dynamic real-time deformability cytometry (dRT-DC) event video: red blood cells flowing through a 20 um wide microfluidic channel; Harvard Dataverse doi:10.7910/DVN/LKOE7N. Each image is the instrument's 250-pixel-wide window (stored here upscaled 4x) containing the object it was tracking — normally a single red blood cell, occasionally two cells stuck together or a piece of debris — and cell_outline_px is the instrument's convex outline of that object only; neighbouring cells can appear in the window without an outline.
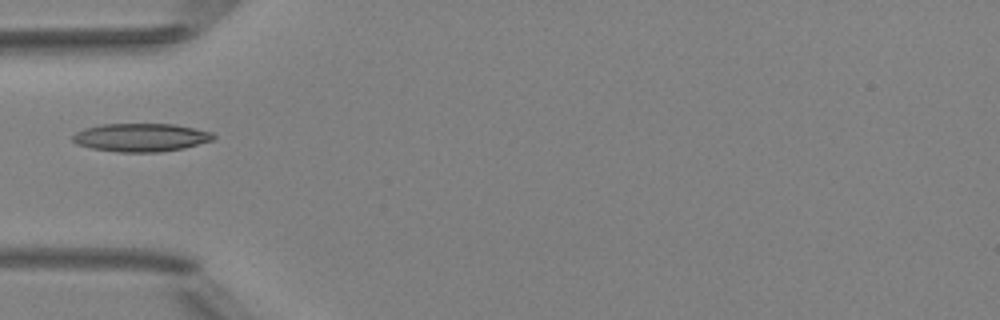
{"species": "Egyptian fruit bat (a non-hibernating species)", "species_latin": "Rousettus aegyptiacus", "temperature_condition": "room temperature", "stored_images_in_passage": 4, "camera_frame_rate_fps": 3000, "um_per_image_px": 0.085, "animal": {"sex": "female"}, "frame": {"image": 1, "passage_image": 4, "time_ms": 3.333, "image_size_px": [1000, 320], "cell_outline_px": [[216, 136], [212, 140], [184, 148], [160, 152], [116, 152], [92, 148], [76, 144], [72, 140], [72, 136], [76, 132], [84, 128], [100, 124], [176, 124], [212, 132]], "centroid_in_image_um": [11.96, 11.68], "position_along_channel_um": 73.0, "area_um2": 23.24}}